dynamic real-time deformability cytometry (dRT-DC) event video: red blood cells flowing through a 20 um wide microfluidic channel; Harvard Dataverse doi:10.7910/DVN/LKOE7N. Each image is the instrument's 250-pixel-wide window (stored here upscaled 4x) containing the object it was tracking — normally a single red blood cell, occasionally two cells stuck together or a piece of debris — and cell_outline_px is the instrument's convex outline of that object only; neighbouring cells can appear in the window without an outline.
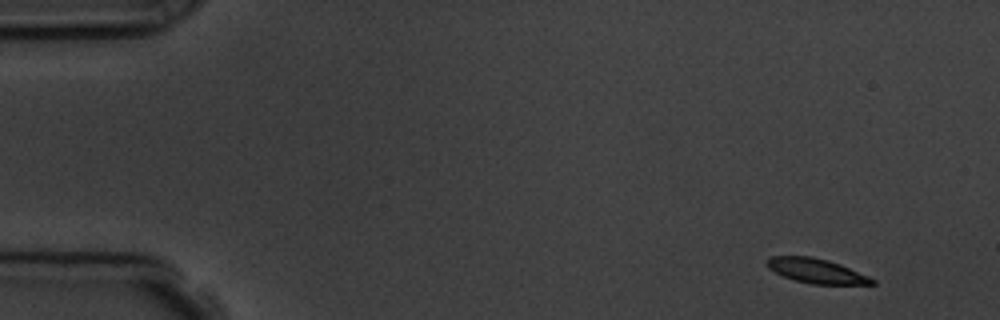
{"species": "common noctule bat (a hibernating species)", "species_latin": "Nyctalus noctula", "temperature_condition": "room temperature", "stored_images_in_passage": 5, "camera_frame_rate_fps": 3000, "um_per_image_px": 0.085, "animal": {"sex": "male", "body_mass_g": 19.5, "forearm_length_mm": 54.6}, "frame": {"image": 1, "passage_image": 5, "time_ms": 6.0, "image_size_px": [1000, 320], "cell_outline_px": [[876, 284], [812, 284], [792, 280], [768, 268], [764, 264], [764, 260], [772, 256], [812, 256], [828, 260], [840, 264], [868, 276], [876, 280]], "centroid_in_image_um": [69.35, 23.02], "position_along_channel_um": 15.7, "area_um2": 15.14}}